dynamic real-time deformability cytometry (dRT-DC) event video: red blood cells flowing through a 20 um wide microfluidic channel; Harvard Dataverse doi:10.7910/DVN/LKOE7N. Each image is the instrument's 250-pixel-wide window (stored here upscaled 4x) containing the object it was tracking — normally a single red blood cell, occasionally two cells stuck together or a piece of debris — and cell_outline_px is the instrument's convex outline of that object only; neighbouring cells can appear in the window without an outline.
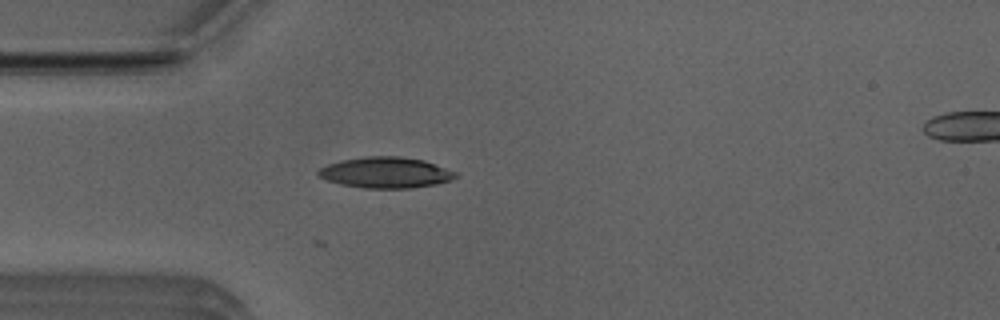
{"species": "Egyptian fruit bat (a non-hibernating species)", "species_latin": "Rousettus aegyptiacus", "temperature_condition": "room temperature", "stored_images_in_passage": 26, "camera_frame_rate_fps": 3000, "um_per_image_px": 0.085, "animal": {"sex": "male"}, "frame": {"image": 1, "passage_image": 2, "time_ms": 0.333, "image_size_px": [1000, 320], "cell_outline_px": [[456, 176], [448, 180], [436, 184], [412, 188], [364, 188], [340, 184], [328, 180], [320, 176], [316, 172], [320, 168], [328, 164], [340, 160], [364, 156], [400, 156], [424, 160], [456, 172]], "centroid_in_image_um": [32.75, 14.66], "position_along_channel_um": 52.2, "area_um2": 24.57}}
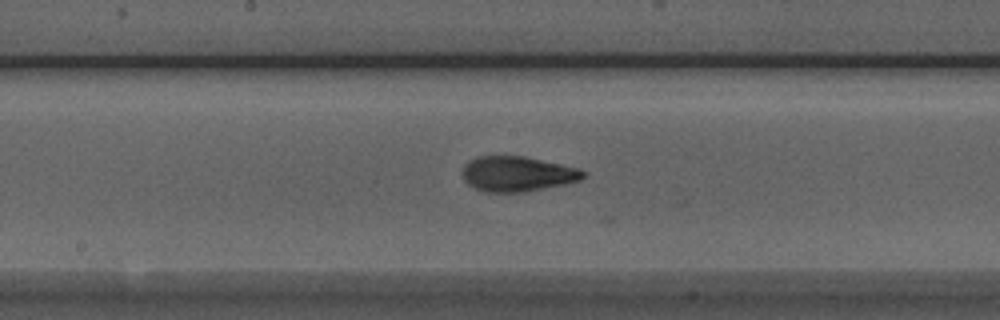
{"frame": {"image": 2, "passage_image": 14, "time_ms": 4.333, "image_size_px": [1000, 320], "cell_outline_px": [[588, 172], [580, 180], [564, 184], [524, 192], [484, 192], [468, 184], [464, 180], [464, 164], [468, 160], [476, 156], [524, 156], [580, 168]], "centroid_in_image_um": [43.99, 14.77], "position_along_channel_um": 204.2, "area_um2": 24.74}}
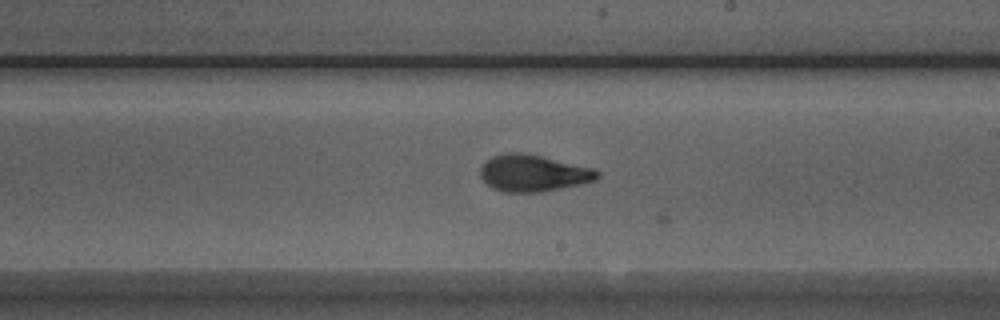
{"frame": {"image": 3, "passage_image": 17, "time_ms": 5.333, "image_size_px": [1000, 320], "cell_outline_px": [[600, 176], [596, 180], [580, 184], [540, 192], [504, 192], [492, 188], [480, 176], [480, 168], [492, 156], [504, 152], [520, 152], [540, 156], [592, 168], [600, 172]], "centroid_in_image_um": [45.31, 14.72], "position_along_channel_um": 243.7, "area_um2": 24.8}}